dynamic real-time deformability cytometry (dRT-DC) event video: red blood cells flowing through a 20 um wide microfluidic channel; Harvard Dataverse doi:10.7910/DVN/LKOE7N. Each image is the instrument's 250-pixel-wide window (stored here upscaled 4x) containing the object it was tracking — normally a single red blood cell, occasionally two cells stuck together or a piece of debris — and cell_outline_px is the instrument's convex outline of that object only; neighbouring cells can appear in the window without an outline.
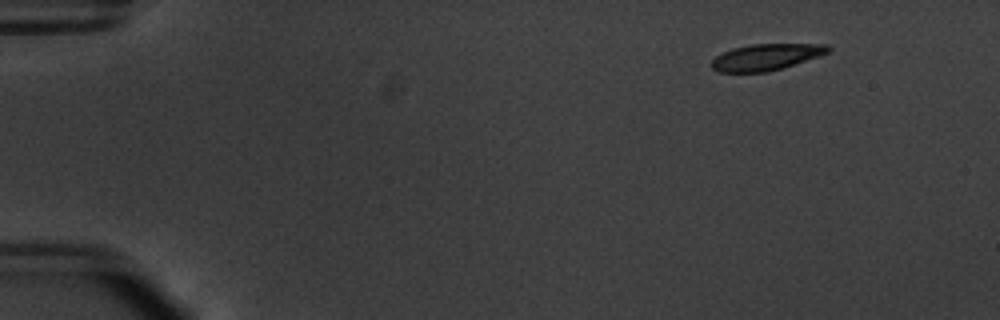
{"species": "common noctule bat (a hibernating species)", "species_latin": "Nyctalus noctula", "temperature_condition": "warm", "stored_images_in_passage": 55, "camera_frame_rate_fps": 3000, "um_per_image_px": 0.085, "animal": {"sex": "male", "body_mass_g": 20.1, "forearm_length_mm": 53.5}, "frame": {"image": 1, "passage_image": 7, "time_ms": 2.0, "image_size_px": [1000, 320], "cell_outline_px": [[832, 48], [828, 52], [820, 56], [784, 68], [768, 72], [716, 72], [712, 68], [712, 60], [716, 56], [732, 48], [752, 44], [828, 44]], "centroid_in_image_um": [65.14, 4.85], "position_along_channel_um": 19.9, "area_um2": 18.03}}
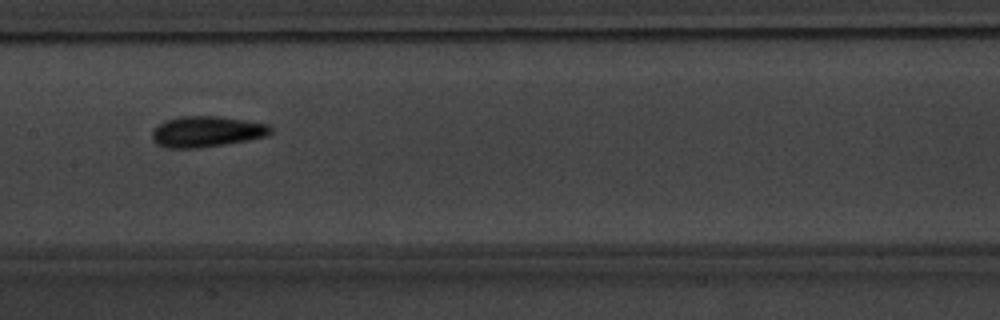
{"frame": {"image": 2, "passage_image": 29, "time_ms": 9.333, "image_size_px": [1000, 320], "cell_outline_px": [[272, 132], [268, 136], [248, 140], [200, 148], [164, 148], [156, 144], [152, 140], [152, 128], [164, 120], [180, 116], [216, 116], [244, 120], [268, 124], [272, 128]], "centroid_in_image_um": [17.52, 11.19], "position_along_channel_um": 189.9, "area_um2": 21.56}}
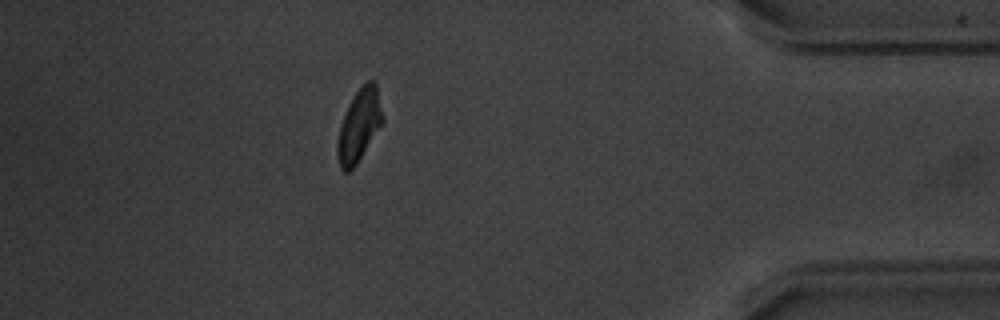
{"frame": {"image": 3, "passage_image": 49, "time_ms": 16.0, "image_size_px": [1000, 320], "cell_outline_px": [[384, 124], [356, 164], [348, 172], [344, 172], [340, 168], [336, 156], [336, 144], [340, 128], [344, 116], [356, 92], [368, 80], [372, 80], [376, 84], [384, 120]], "centroid_in_image_um": [30.54, 10.72], "position_along_channel_um": 404.7, "area_um2": 18.9}, "authors_computed_cell_mechanics": {"area_um2": 19.0162, "velocity_mm_per_s": 3.7758, "shape_relaxation_time_tau1_ms": 2.93, "shape_relaxation_time_tau2_ms": 2.5651, "deformation_change_tau1": 0.1352, "deformation_change_tau2": 0.0885}}